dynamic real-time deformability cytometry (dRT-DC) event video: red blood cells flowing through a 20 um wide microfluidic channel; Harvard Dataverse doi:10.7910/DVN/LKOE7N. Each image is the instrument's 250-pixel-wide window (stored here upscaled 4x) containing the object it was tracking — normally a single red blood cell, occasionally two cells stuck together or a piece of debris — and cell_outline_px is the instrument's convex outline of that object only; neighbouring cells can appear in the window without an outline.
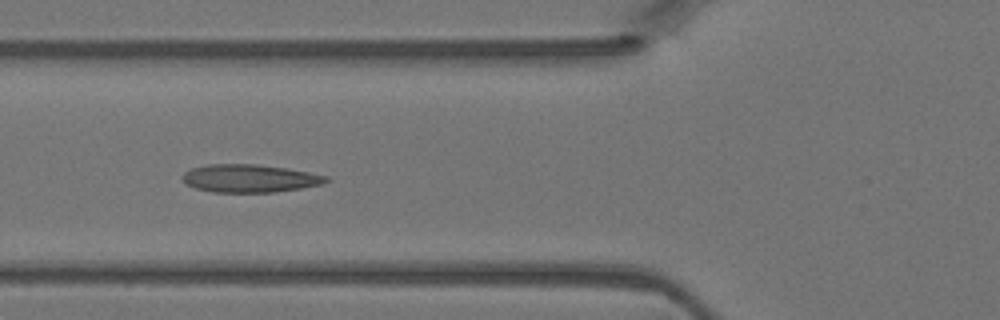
{"species": "Egyptian fruit bat (a non-hibernating species)", "species_latin": "Rousettus aegyptiacus", "temperature_condition": "warm", "stored_images_in_passage": 5, "camera_frame_rate_fps": 3000, "um_per_image_px": 0.085, "animal": {"sex": "female"}, "frame": {"image": 1, "passage_image": 5, "time_ms": 1.333, "image_size_px": [1000, 320], "cell_outline_px": [[332, 180], [324, 184], [300, 188], [272, 192], [212, 192], [196, 188], [184, 184], [180, 180], [180, 176], [184, 172], [192, 168], [208, 164], [256, 164], [288, 168], [328, 176]], "centroid_in_image_um": [21.2, 15.16], "position_along_channel_um": 104.6, "area_um2": 23.64}}